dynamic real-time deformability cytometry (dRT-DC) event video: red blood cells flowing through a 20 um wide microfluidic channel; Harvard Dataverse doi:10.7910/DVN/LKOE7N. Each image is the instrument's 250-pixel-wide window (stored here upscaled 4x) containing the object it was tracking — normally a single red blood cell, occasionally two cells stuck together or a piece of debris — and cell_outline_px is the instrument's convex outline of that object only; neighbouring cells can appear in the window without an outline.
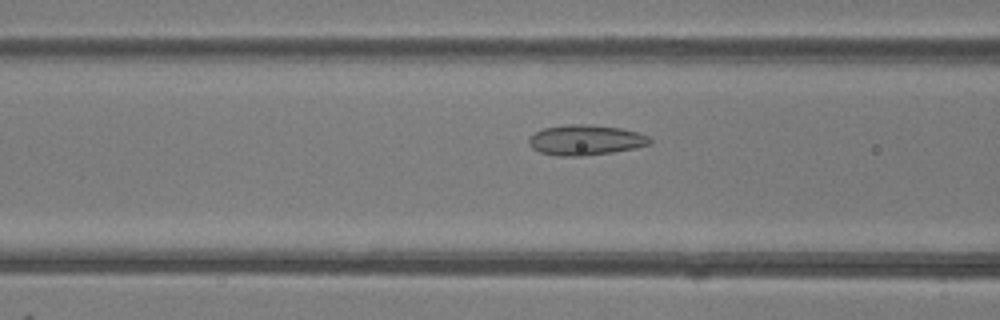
{"species": "common noctule bat (a hibernating species)", "species_latin": "Nyctalus noctula", "temperature_condition": "room temperature", "stored_images_in_passage": 50, "camera_frame_rate_fps": 3000, "um_per_image_px": 0.085, "animal": {"sex": "female"}, "frame": {"image": 1, "passage_image": 9, "time_ms": 2.667, "image_size_px": [1000, 320], "cell_outline_px": [[652, 144], [636, 148], [612, 152], [584, 156], [556, 156], [540, 152], [532, 148], [528, 144], [528, 140], [536, 132], [544, 128], [564, 124], [588, 124], [620, 128], [636, 132], [648, 136], [652, 140]], "centroid_in_image_um": [49.78, 11.91], "position_along_channel_um": 116.8, "area_um2": 21.44}}
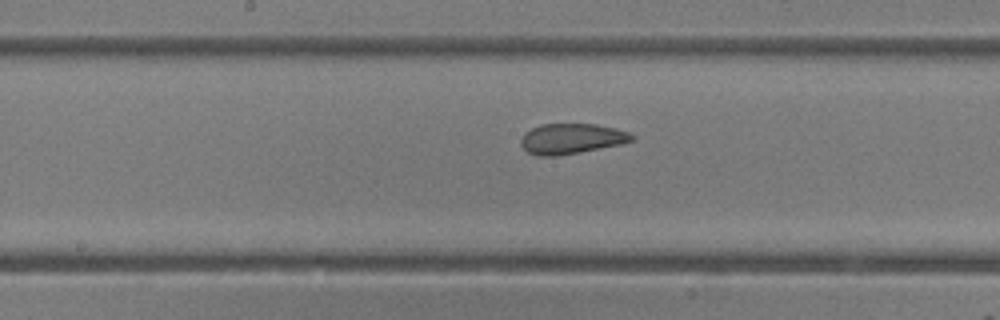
{"frame": {"image": 2, "passage_image": 15, "time_ms": 4.667, "image_size_px": [1000, 320], "cell_outline_px": [[636, 140], [620, 144], [580, 152], [556, 156], [536, 156], [528, 152], [520, 144], [520, 140], [524, 132], [540, 124], [596, 124], [616, 128], [628, 132], [636, 136]], "centroid_in_image_um": [48.58, 11.78], "position_along_channel_um": 199.6, "area_um2": 19.77}}
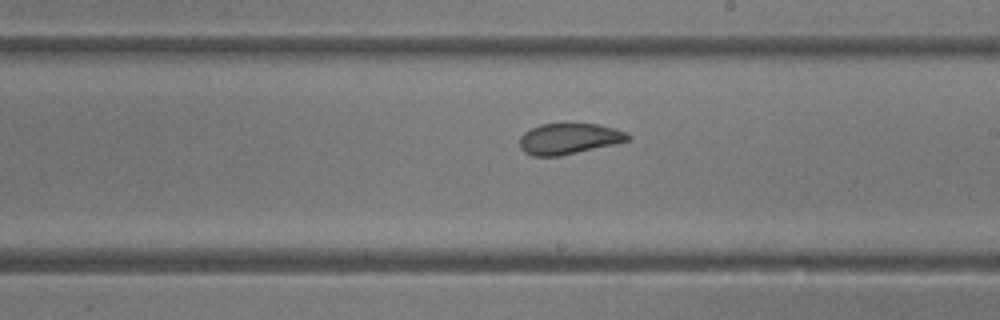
{"frame": {"image": 3, "passage_image": 18, "time_ms": 5.667, "image_size_px": [1000, 320], "cell_outline_px": [[632, 136], [628, 140], [612, 144], [560, 156], [532, 156], [524, 152], [520, 148], [520, 136], [524, 132], [540, 124], [564, 120], [600, 124], [616, 128], [628, 132]], "centroid_in_image_um": [48.35, 11.73], "position_along_channel_um": 240.6, "area_um2": 20.29}}